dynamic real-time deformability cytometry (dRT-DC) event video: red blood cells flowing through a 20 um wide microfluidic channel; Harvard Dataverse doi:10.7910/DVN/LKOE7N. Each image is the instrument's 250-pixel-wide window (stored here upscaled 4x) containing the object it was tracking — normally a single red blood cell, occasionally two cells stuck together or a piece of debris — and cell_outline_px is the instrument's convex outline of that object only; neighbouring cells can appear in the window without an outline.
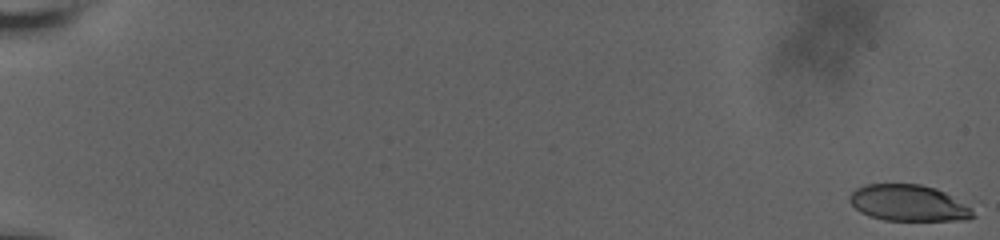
{"species": "human", "species_latin": "Homo sapiens", "temperature_condition": "room temperature", "stored_images_in_passage": 13, "camera_frame_rate_fps": 3000, "um_per_image_px": 0.085, "donor": {"sex": "male"}, "frame": {"image": 1, "passage_image": 1, "time_ms": 0.0, "image_size_px": [1000, 240], "cell_outline_px": [[976, 216], [968, 220], [884, 220], [868, 216], [860, 212], [848, 200], [848, 196], [856, 188], [864, 184], [920, 184], [936, 188], [944, 192], [972, 208]], "centroid_in_image_um": [77.21, 17.26], "position_along_channel_um": 7.8, "area_um2": 26.18}}
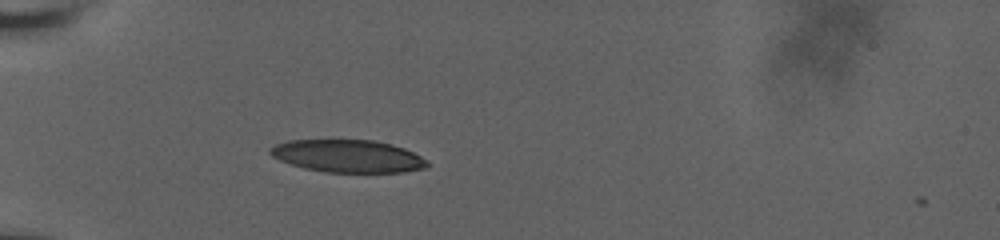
{"frame": {"image": 2, "passage_image": 10, "time_ms": 7.0, "image_size_px": [1000, 240], "cell_outline_px": [[428, 164], [424, 168], [404, 172], [324, 172], [304, 168], [280, 160], [272, 156], [268, 152], [268, 148], [276, 144], [288, 140], [372, 140], [392, 144], [404, 148], [420, 156]], "centroid_in_image_um": [29.52, 13.26], "position_along_channel_um": 55.5, "area_um2": 29.65}}
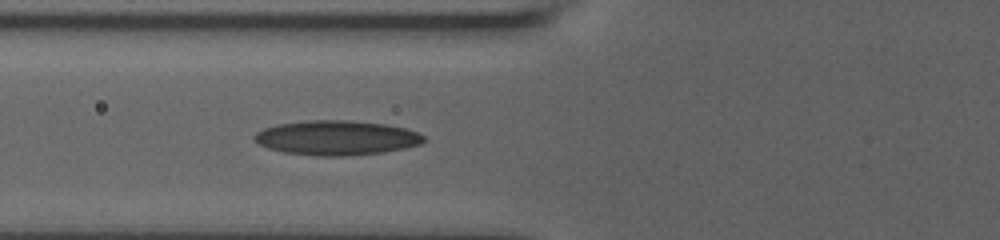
{"frame": {"image": 3, "passage_image": 13, "time_ms": 8.667, "image_size_px": [1000, 240], "cell_outline_px": [[424, 140], [420, 144], [404, 148], [384, 152], [348, 156], [316, 156], [284, 152], [268, 148], [260, 144], [256, 140], [256, 132], [264, 128], [276, 124], [308, 120], [348, 120], [384, 124], [404, 128], [420, 132], [424, 136]], "centroid_in_image_um": [28.62, 11.71], "position_along_channel_um": 97.2, "area_um2": 34.1}}